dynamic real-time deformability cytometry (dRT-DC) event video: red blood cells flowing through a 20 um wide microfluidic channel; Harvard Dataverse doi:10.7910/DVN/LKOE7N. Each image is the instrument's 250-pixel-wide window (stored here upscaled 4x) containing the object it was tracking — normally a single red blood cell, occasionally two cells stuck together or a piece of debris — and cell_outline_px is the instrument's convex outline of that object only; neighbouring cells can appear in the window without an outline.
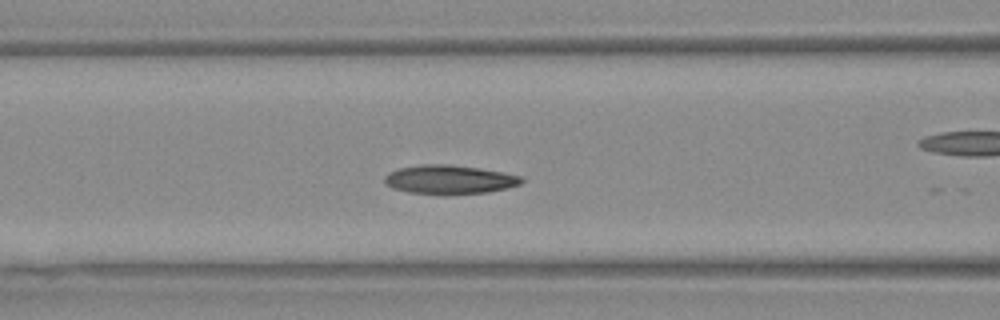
{"species": "Egyptian fruit bat (a non-hibernating species)", "species_latin": "Rousettus aegyptiacus", "temperature_condition": "warm", "stored_images_in_passage": 32, "camera_frame_rate_fps": 3000, "um_per_image_px": 0.085, "animal": {"sex": "female"}, "frame": {"image": 1, "passage_image": 18, "time_ms": 5.667, "image_size_px": [1000, 320], "cell_outline_px": [[524, 180], [520, 184], [508, 188], [488, 192], [444, 196], [408, 192], [392, 188], [384, 180], [384, 176], [388, 172], [400, 168], [424, 164], [444, 164], [476, 168], [500, 172], [520, 176]], "centroid_in_image_um": [38.17, 15.29], "position_along_channel_um": 128.4, "area_um2": 23.18}}
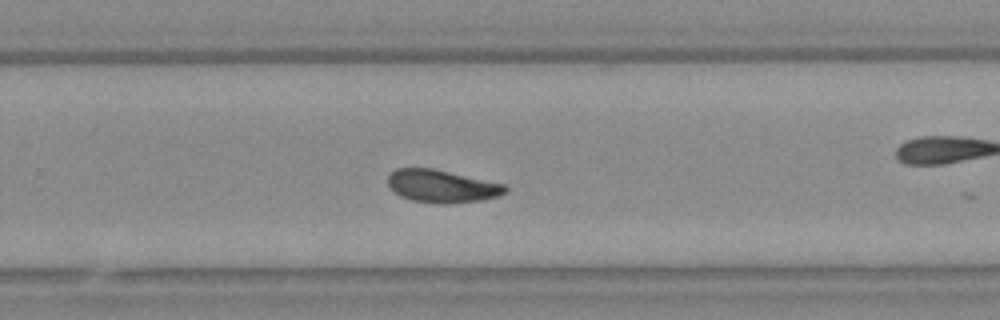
{"frame": {"image": 2, "passage_image": 31, "time_ms": 10.0, "image_size_px": [1000, 320], "cell_outline_px": [[508, 192], [500, 196], [480, 200], [448, 204], [440, 204], [412, 200], [400, 196], [388, 184], [388, 176], [396, 168], [432, 168], [504, 184], [508, 188]], "centroid_in_image_um": [37.58, 15.83], "position_along_channel_um": 292.2, "area_um2": 22.25}}